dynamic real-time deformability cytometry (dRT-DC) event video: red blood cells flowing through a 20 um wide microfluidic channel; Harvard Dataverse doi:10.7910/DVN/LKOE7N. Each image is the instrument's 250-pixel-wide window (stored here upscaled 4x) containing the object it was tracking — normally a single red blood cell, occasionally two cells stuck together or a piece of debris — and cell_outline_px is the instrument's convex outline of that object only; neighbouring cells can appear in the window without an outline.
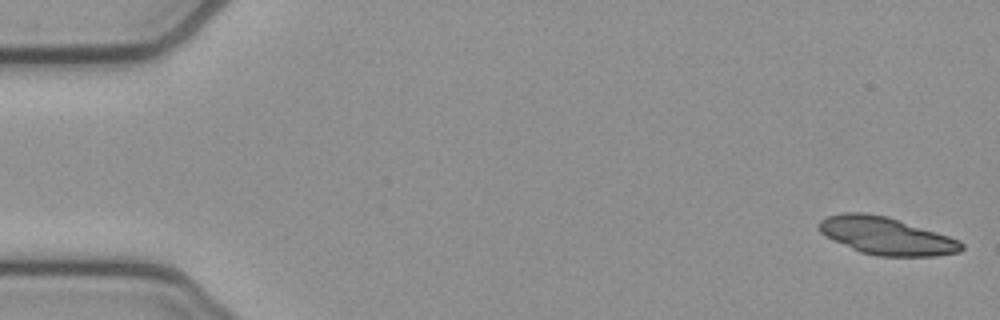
{"species": "common noctule bat (a hibernating species)", "species_latin": "Nyctalus noctula", "temperature_condition": "cold", "stored_images_in_passage": 53, "camera_frame_rate_fps": 3000, "um_per_image_px": 0.085, "animal": {"sex": "female", "body_mass_g": 21.9}, "frame": {"image": 1, "passage_image": 1, "time_ms": 0.0, "image_size_px": [1000, 320], "cell_outline_px": [[964, 248], [960, 252], [936, 256], [880, 256], [860, 252], [832, 240], [824, 236], [820, 232], [820, 220], [828, 216], [844, 212], [864, 212], [888, 216], [960, 240], [964, 244]], "centroid_in_image_um": [75.34, 20.05], "position_along_channel_um": 9.7, "area_um2": 31.15}}
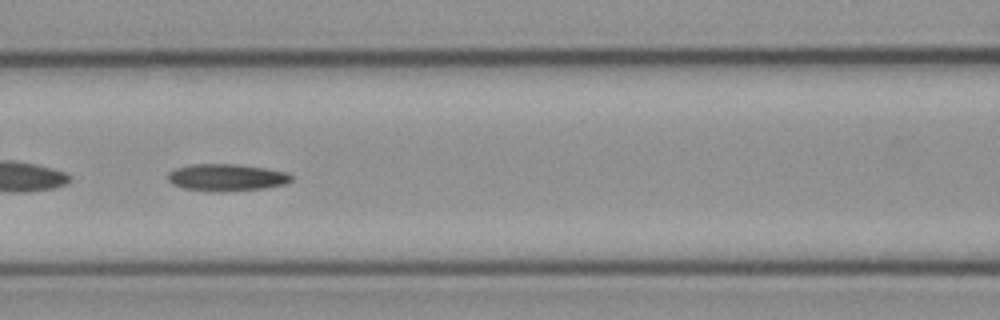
{"frame": {"image": 2, "passage_image": 23, "time_ms": 7.333, "image_size_px": [1000, 320], "cell_outline_px": [[292, 180], [284, 184], [264, 188], [220, 192], [212, 192], [184, 188], [172, 184], [168, 180], [168, 172], [176, 168], [192, 164], [236, 164], [264, 168], [288, 172], [292, 176]], "centroid_in_image_um": [19.24, 15.09], "position_along_channel_um": 147.4, "area_um2": 19.48}}
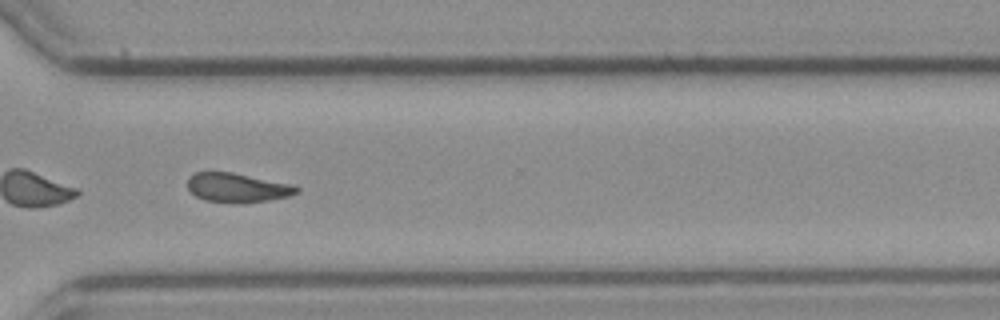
{"frame": {"image": 3, "passage_image": 39, "time_ms": 12.667, "image_size_px": [1000, 320], "cell_outline_px": [[300, 192], [288, 196], [268, 200], [244, 204], [240, 204], [204, 200], [196, 196], [188, 188], [188, 176], [196, 172], [232, 172], [292, 184], [300, 188]], "centroid_in_image_um": [20.19, 15.96], "position_along_channel_um": 350.4, "area_um2": 18.73}, "authors_computed_cell_mechanics": {"area_um2": 19.1896, "velocity_mm_per_s": 3.8186, "shape_relaxation_time_tau1_ms": 8.0995, "shape_relaxation_time_tau2_ms": null, "deformation_change_tau1": 0.1741, "deformation_change_tau2": null}}